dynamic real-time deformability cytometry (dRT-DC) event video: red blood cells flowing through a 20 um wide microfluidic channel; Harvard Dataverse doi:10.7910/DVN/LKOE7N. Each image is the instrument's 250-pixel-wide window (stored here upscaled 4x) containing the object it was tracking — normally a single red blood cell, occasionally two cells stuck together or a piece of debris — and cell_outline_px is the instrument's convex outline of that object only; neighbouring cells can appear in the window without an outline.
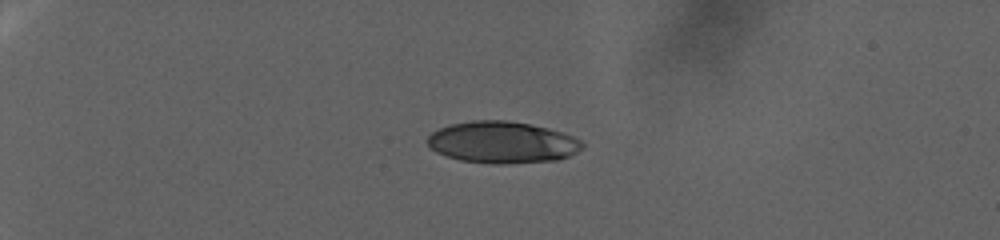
{"species": "human", "species_latin": "Homo sapiens", "temperature_condition": "warm", "stored_images_in_passage": 72, "camera_frame_rate_fps": 3000, "um_per_image_px": 0.085, "donor": {"sex": "female"}, "frame": {"image": 1, "passage_image": 1, "time_ms": 0.0, "image_size_px": [1000, 240], "cell_outline_px": [[584, 148], [568, 156], [556, 160], [500, 164], [492, 164], [460, 160], [444, 156], [428, 148], [424, 140], [432, 132], [448, 124], [472, 120], [508, 120], [548, 128], [564, 132], [580, 140], [584, 144]], "centroid_in_image_um": [42.64, 12.09], "position_along_channel_um": 42.4, "area_um2": 38.03}}
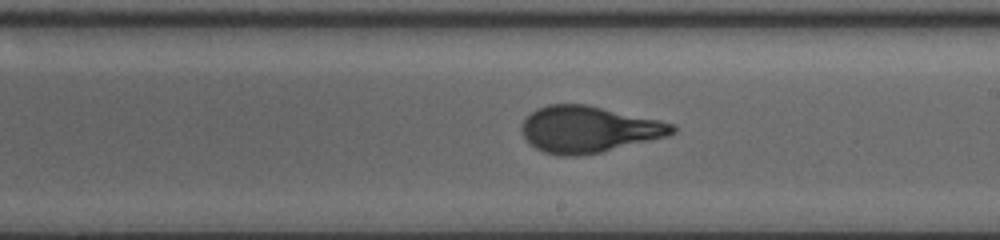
{"frame": {"image": 2, "passage_image": 38, "time_ms": 12.333, "image_size_px": [1000, 240], "cell_outline_px": [[676, 132], [668, 136], [600, 152], [580, 156], [560, 156], [544, 152], [536, 148], [520, 132], [520, 128], [524, 120], [536, 108], [548, 104], [588, 104], [660, 120], [676, 124]], "centroid_in_image_um": [50.05, 10.98], "position_along_channel_um": 239.0, "area_um2": 40.86}}
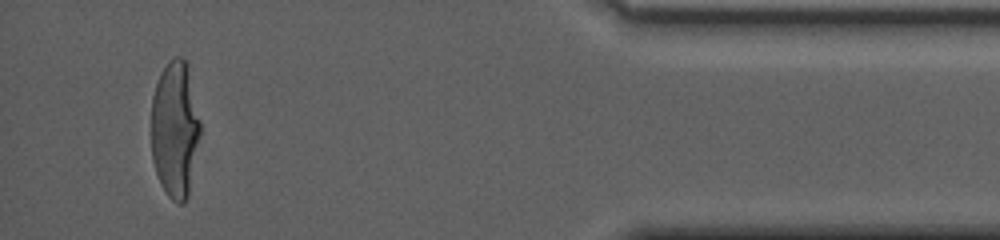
{"frame": {"image": 3, "passage_image": 68, "time_ms": 22.333, "image_size_px": [1000, 240], "cell_outline_px": [[200, 132], [188, 196], [184, 204], [176, 204], [168, 196], [160, 184], [152, 160], [152, 96], [160, 72], [172, 56], [180, 56], [184, 60], [188, 72], [200, 120]], "centroid_in_image_um": [14.85, 11.03], "position_along_channel_um": 420.3, "area_um2": 38.73}}